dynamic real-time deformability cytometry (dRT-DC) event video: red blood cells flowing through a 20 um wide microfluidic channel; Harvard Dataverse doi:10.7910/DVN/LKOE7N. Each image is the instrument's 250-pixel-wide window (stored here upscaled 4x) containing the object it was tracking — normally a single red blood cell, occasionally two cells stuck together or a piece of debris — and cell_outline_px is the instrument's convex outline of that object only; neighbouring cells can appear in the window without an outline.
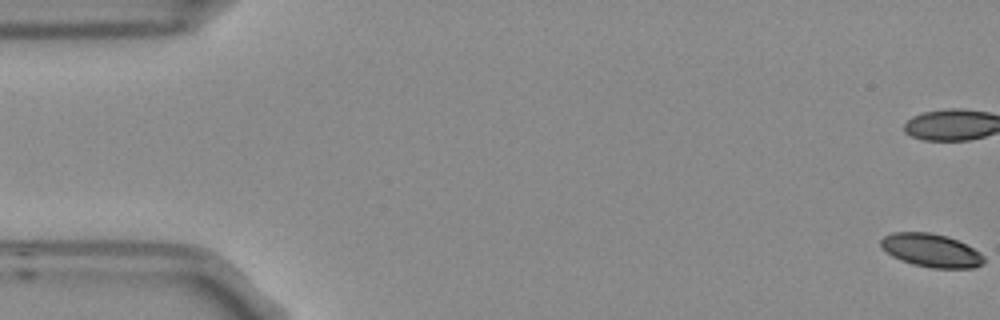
{"species": "Egyptian fruit bat (a non-hibernating species)", "species_latin": "Rousettus aegyptiacus", "temperature_condition": "room temperature", "stored_images_in_passage": 4, "camera_frame_rate_fps": 3000, "um_per_image_px": 0.085, "frame": {"image": 1, "passage_image": 1, "time_ms": 0.0, "image_size_px": [1000, 320], "cell_outline_px": [[984, 264], [972, 268], [932, 268], [912, 264], [900, 260], [892, 256], [880, 244], [880, 240], [884, 236], [892, 232], [928, 232], [944, 236], [956, 240], [980, 252], [984, 256]], "centroid_in_image_um": [79.14, 21.29], "position_along_channel_um": 5.9, "area_um2": 19.83}}